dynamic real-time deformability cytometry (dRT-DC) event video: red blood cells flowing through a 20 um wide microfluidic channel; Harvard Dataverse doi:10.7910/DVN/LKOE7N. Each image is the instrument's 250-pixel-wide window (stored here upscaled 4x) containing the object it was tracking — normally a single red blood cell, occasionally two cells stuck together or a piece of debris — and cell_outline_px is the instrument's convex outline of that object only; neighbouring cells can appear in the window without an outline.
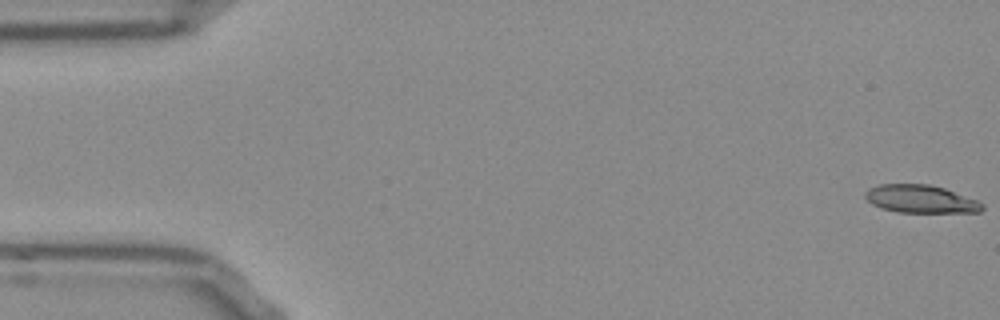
{"species": "Egyptian fruit bat (a non-hibernating species)", "species_latin": "Rousettus aegyptiacus", "temperature_condition": "room temperature", "stored_images_in_passage": 16, "camera_frame_rate_fps": 3000, "um_per_image_px": 0.085, "frame": {"image": 1, "passage_image": 1, "time_ms": 0.0, "image_size_px": [1000, 320], "cell_outline_px": [[984, 208], [980, 212], [896, 212], [872, 204], [864, 196], [864, 192], [868, 188], [880, 184], [928, 184], [944, 188], [976, 200], [984, 204]], "centroid_in_image_um": [78.24, 16.91], "position_along_channel_um": 6.8, "area_um2": 18.9}}
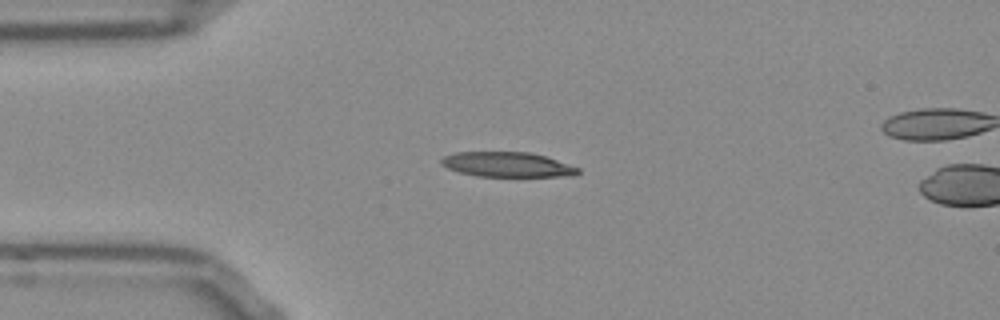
{"frame": {"image": 2, "passage_image": 13, "time_ms": 4.0, "image_size_px": [1000, 320], "cell_outline_px": [[580, 172], [572, 176], [476, 176], [460, 172], [448, 168], [440, 164], [440, 160], [444, 156], [456, 152], [528, 152], [544, 156], [580, 168]], "centroid_in_image_um": [43.1, 13.98], "position_along_channel_um": 41.9, "area_um2": 19.65}}